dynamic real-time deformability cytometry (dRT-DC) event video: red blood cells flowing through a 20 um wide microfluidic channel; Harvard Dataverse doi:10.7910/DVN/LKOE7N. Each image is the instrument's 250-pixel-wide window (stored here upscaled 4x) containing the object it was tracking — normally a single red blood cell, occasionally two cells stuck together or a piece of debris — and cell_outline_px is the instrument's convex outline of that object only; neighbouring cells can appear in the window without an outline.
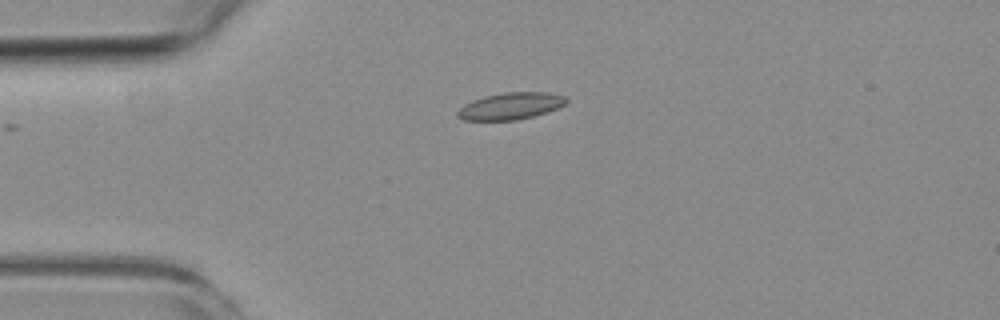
{"species": "common noctule bat (a hibernating species)", "species_latin": "Nyctalus noctula", "temperature_condition": "room temperature", "stored_images_in_passage": 1, "camera_frame_rate_fps": 3000, "um_per_image_px": 0.085, "animal": {"sex": "female", "body_mass_g": 19.3, "forearm_length_mm": 54.1}, "frame": {"image": 1, "passage_image": 1, "time_ms": 0.0, "image_size_px": [1000, 320], "cell_outline_px": [[568, 100], [564, 104], [548, 112], [516, 120], [464, 120], [456, 116], [456, 112], [464, 104], [472, 100], [484, 96], [504, 92], [548, 92], [564, 96]], "centroid_in_image_um": [43.37, 9.01], "position_along_channel_um": 41.6, "area_um2": 16.99}}